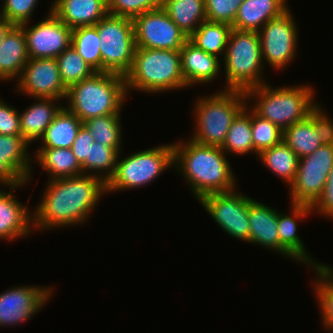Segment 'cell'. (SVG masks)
<instances>
[{
    "label": "cell",
    "mask_w": 333,
    "mask_h": 333,
    "mask_svg": "<svg viewBox=\"0 0 333 333\" xmlns=\"http://www.w3.org/2000/svg\"><path fill=\"white\" fill-rule=\"evenodd\" d=\"M47 181L43 196L32 210L34 232L86 224L107 194L106 183L88 174Z\"/></svg>",
    "instance_id": "6da1fadb"
},
{
    "label": "cell",
    "mask_w": 333,
    "mask_h": 333,
    "mask_svg": "<svg viewBox=\"0 0 333 333\" xmlns=\"http://www.w3.org/2000/svg\"><path fill=\"white\" fill-rule=\"evenodd\" d=\"M179 141V142H178ZM173 142L174 168L198 201L204 196L237 188L236 174L220 146L188 140Z\"/></svg>",
    "instance_id": "7a4b0ae2"
},
{
    "label": "cell",
    "mask_w": 333,
    "mask_h": 333,
    "mask_svg": "<svg viewBox=\"0 0 333 333\" xmlns=\"http://www.w3.org/2000/svg\"><path fill=\"white\" fill-rule=\"evenodd\" d=\"M127 96L125 76L95 72L67 88L64 107L84 122L92 117L122 113Z\"/></svg>",
    "instance_id": "3957f363"
},
{
    "label": "cell",
    "mask_w": 333,
    "mask_h": 333,
    "mask_svg": "<svg viewBox=\"0 0 333 333\" xmlns=\"http://www.w3.org/2000/svg\"><path fill=\"white\" fill-rule=\"evenodd\" d=\"M246 95L248 104L254 103L250 107L258 115L282 130L305 120L318 105L314 99L315 89L312 85L285 84L274 88L267 82L249 89Z\"/></svg>",
    "instance_id": "277c9868"
},
{
    "label": "cell",
    "mask_w": 333,
    "mask_h": 333,
    "mask_svg": "<svg viewBox=\"0 0 333 333\" xmlns=\"http://www.w3.org/2000/svg\"><path fill=\"white\" fill-rule=\"evenodd\" d=\"M125 83L127 95L132 90L153 95L187 89L181 71L180 51L136 47Z\"/></svg>",
    "instance_id": "5b68a950"
},
{
    "label": "cell",
    "mask_w": 333,
    "mask_h": 333,
    "mask_svg": "<svg viewBox=\"0 0 333 333\" xmlns=\"http://www.w3.org/2000/svg\"><path fill=\"white\" fill-rule=\"evenodd\" d=\"M247 101L246 92L239 90L220 89L209 96L197 97L193 107L195 128L190 139L202 145L221 147L230 125Z\"/></svg>",
    "instance_id": "8992f818"
},
{
    "label": "cell",
    "mask_w": 333,
    "mask_h": 333,
    "mask_svg": "<svg viewBox=\"0 0 333 333\" xmlns=\"http://www.w3.org/2000/svg\"><path fill=\"white\" fill-rule=\"evenodd\" d=\"M225 83L223 90L249 89L267 83L258 32L232 28L222 61ZM264 70V71H263Z\"/></svg>",
    "instance_id": "52a82bcc"
},
{
    "label": "cell",
    "mask_w": 333,
    "mask_h": 333,
    "mask_svg": "<svg viewBox=\"0 0 333 333\" xmlns=\"http://www.w3.org/2000/svg\"><path fill=\"white\" fill-rule=\"evenodd\" d=\"M120 154L115 171L106 183L107 194L144 187L167 169L174 168L173 143L137 151L123 159Z\"/></svg>",
    "instance_id": "ba28073f"
},
{
    "label": "cell",
    "mask_w": 333,
    "mask_h": 333,
    "mask_svg": "<svg viewBox=\"0 0 333 333\" xmlns=\"http://www.w3.org/2000/svg\"><path fill=\"white\" fill-rule=\"evenodd\" d=\"M95 26L100 37L102 72L125 76L136 50L133 20L108 14Z\"/></svg>",
    "instance_id": "9c48e42d"
},
{
    "label": "cell",
    "mask_w": 333,
    "mask_h": 333,
    "mask_svg": "<svg viewBox=\"0 0 333 333\" xmlns=\"http://www.w3.org/2000/svg\"><path fill=\"white\" fill-rule=\"evenodd\" d=\"M288 9L281 16L267 22L259 31L263 63L274 71H282L297 55L298 25Z\"/></svg>",
    "instance_id": "30bf717a"
},
{
    "label": "cell",
    "mask_w": 333,
    "mask_h": 333,
    "mask_svg": "<svg viewBox=\"0 0 333 333\" xmlns=\"http://www.w3.org/2000/svg\"><path fill=\"white\" fill-rule=\"evenodd\" d=\"M333 167V145H322L299 158L296 178L288 187L292 204L313 206L320 198Z\"/></svg>",
    "instance_id": "8fae6325"
},
{
    "label": "cell",
    "mask_w": 333,
    "mask_h": 333,
    "mask_svg": "<svg viewBox=\"0 0 333 333\" xmlns=\"http://www.w3.org/2000/svg\"><path fill=\"white\" fill-rule=\"evenodd\" d=\"M237 190L209 194L199 202L224 233L241 242H249V201L252 198Z\"/></svg>",
    "instance_id": "7c38bea8"
},
{
    "label": "cell",
    "mask_w": 333,
    "mask_h": 333,
    "mask_svg": "<svg viewBox=\"0 0 333 333\" xmlns=\"http://www.w3.org/2000/svg\"><path fill=\"white\" fill-rule=\"evenodd\" d=\"M136 47L180 51L188 36L162 7L133 19Z\"/></svg>",
    "instance_id": "4fadbf2b"
},
{
    "label": "cell",
    "mask_w": 333,
    "mask_h": 333,
    "mask_svg": "<svg viewBox=\"0 0 333 333\" xmlns=\"http://www.w3.org/2000/svg\"><path fill=\"white\" fill-rule=\"evenodd\" d=\"M40 22L20 26L26 36L29 58H57L71 46L72 29L64 24L52 11L51 6Z\"/></svg>",
    "instance_id": "5bb4252c"
},
{
    "label": "cell",
    "mask_w": 333,
    "mask_h": 333,
    "mask_svg": "<svg viewBox=\"0 0 333 333\" xmlns=\"http://www.w3.org/2000/svg\"><path fill=\"white\" fill-rule=\"evenodd\" d=\"M53 287L12 286L0 293V327H15L41 312L53 295Z\"/></svg>",
    "instance_id": "9a60e30c"
},
{
    "label": "cell",
    "mask_w": 333,
    "mask_h": 333,
    "mask_svg": "<svg viewBox=\"0 0 333 333\" xmlns=\"http://www.w3.org/2000/svg\"><path fill=\"white\" fill-rule=\"evenodd\" d=\"M18 93L29 98L43 97L64 100V85L56 58H29L20 78L16 81Z\"/></svg>",
    "instance_id": "2e32d148"
},
{
    "label": "cell",
    "mask_w": 333,
    "mask_h": 333,
    "mask_svg": "<svg viewBox=\"0 0 333 333\" xmlns=\"http://www.w3.org/2000/svg\"><path fill=\"white\" fill-rule=\"evenodd\" d=\"M30 146L21 135H0L1 185L26 183L32 180V170L35 168L32 164L36 163L34 164L32 160L33 157L30 155L32 153L28 152Z\"/></svg>",
    "instance_id": "e0dca14e"
},
{
    "label": "cell",
    "mask_w": 333,
    "mask_h": 333,
    "mask_svg": "<svg viewBox=\"0 0 333 333\" xmlns=\"http://www.w3.org/2000/svg\"><path fill=\"white\" fill-rule=\"evenodd\" d=\"M289 216L286 213L278 212V234H279V254L287 259L295 260L297 263L312 268L326 263L316 262L310 252L306 251V246L298 235V223L300 220L312 214V208L308 205L290 204ZM300 219V220H299Z\"/></svg>",
    "instance_id": "ac0fdd59"
},
{
    "label": "cell",
    "mask_w": 333,
    "mask_h": 333,
    "mask_svg": "<svg viewBox=\"0 0 333 333\" xmlns=\"http://www.w3.org/2000/svg\"><path fill=\"white\" fill-rule=\"evenodd\" d=\"M28 183L0 185V240L11 242L23 236L27 238V235L33 233L32 211H29L32 209L29 205L20 203L14 195L16 188L22 189ZM3 187H9V190L5 191Z\"/></svg>",
    "instance_id": "d6986e66"
},
{
    "label": "cell",
    "mask_w": 333,
    "mask_h": 333,
    "mask_svg": "<svg viewBox=\"0 0 333 333\" xmlns=\"http://www.w3.org/2000/svg\"><path fill=\"white\" fill-rule=\"evenodd\" d=\"M180 57L181 71L187 88L201 83L208 85L220 75L222 60L197 48L189 40L180 50Z\"/></svg>",
    "instance_id": "ffe728a7"
},
{
    "label": "cell",
    "mask_w": 333,
    "mask_h": 333,
    "mask_svg": "<svg viewBox=\"0 0 333 333\" xmlns=\"http://www.w3.org/2000/svg\"><path fill=\"white\" fill-rule=\"evenodd\" d=\"M51 11L71 29L95 25L108 15V0H54Z\"/></svg>",
    "instance_id": "44dd1931"
},
{
    "label": "cell",
    "mask_w": 333,
    "mask_h": 333,
    "mask_svg": "<svg viewBox=\"0 0 333 333\" xmlns=\"http://www.w3.org/2000/svg\"><path fill=\"white\" fill-rule=\"evenodd\" d=\"M251 244L261 245L279 254L278 211L252 198L249 201Z\"/></svg>",
    "instance_id": "7402d4cb"
},
{
    "label": "cell",
    "mask_w": 333,
    "mask_h": 333,
    "mask_svg": "<svg viewBox=\"0 0 333 333\" xmlns=\"http://www.w3.org/2000/svg\"><path fill=\"white\" fill-rule=\"evenodd\" d=\"M32 105L19 112L21 136L32 145L39 141L55 115L63 107L55 98L36 97ZM60 102V103H59Z\"/></svg>",
    "instance_id": "603a6c76"
},
{
    "label": "cell",
    "mask_w": 333,
    "mask_h": 333,
    "mask_svg": "<svg viewBox=\"0 0 333 333\" xmlns=\"http://www.w3.org/2000/svg\"><path fill=\"white\" fill-rule=\"evenodd\" d=\"M29 60L26 36L20 25H14L0 44V81H16Z\"/></svg>",
    "instance_id": "cb8c5ba5"
},
{
    "label": "cell",
    "mask_w": 333,
    "mask_h": 333,
    "mask_svg": "<svg viewBox=\"0 0 333 333\" xmlns=\"http://www.w3.org/2000/svg\"><path fill=\"white\" fill-rule=\"evenodd\" d=\"M289 9L287 0H244L232 28L258 32L267 22Z\"/></svg>",
    "instance_id": "d4e9b609"
},
{
    "label": "cell",
    "mask_w": 333,
    "mask_h": 333,
    "mask_svg": "<svg viewBox=\"0 0 333 333\" xmlns=\"http://www.w3.org/2000/svg\"><path fill=\"white\" fill-rule=\"evenodd\" d=\"M34 153L33 161L35 159L43 171L47 172L48 180L83 174L82 167L71 148H38Z\"/></svg>",
    "instance_id": "484cf974"
},
{
    "label": "cell",
    "mask_w": 333,
    "mask_h": 333,
    "mask_svg": "<svg viewBox=\"0 0 333 333\" xmlns=\"http://www.w3.org/2000/svg\"><path fill=\"white\" fill-rule=\"evenodd\" d=\"M83 122L64 105L39 139L37 148H71Z\"/></svg>",
    "instance_id": "4316f807"
},
{
    "label": "cell",
    "mask_w": 333,
    "mask_h": 333,
    "mask_svg": "<svg viewBox=\"0 0 333 333\" xmlns=\"http://www.w3.org/2000/svg\"><path fill=\"white\" fill-rule=\"evenodd\" d=\"M161 7L188 37L207 20L205 0H162Z\"/></svg>",
    "instance_id": "83f0119b"
},
{
    "label": "cell",
    "mask_w": 333,
    "mask_h": 333,
    "mask_svg": "<svg viewBox=\"0 0 333 333\" xmlns=\"http://www.w3.org/2000/svg\"><path fill=\"white\" fill-rule=\"evenodd\" d=\"M257 158L275 176L281 178L285 184L288 183L289 187L293 184L299 157L284 141L262 151Z\"/></svg>",
    "instance_id": "f1b7e54d"
},
{
    "label": "cell",
    "mask_w": 333,
    "mask_h": 333,
    "mask_svg": "<svg viewBox=\"0 0 333 333\" xmlns=\"http://www.w3.org/2000/svg\"><path fill=\"white\" fill-rule=\"evenodd\" d=\"M232 26L225 23L204 21L188 37L197 48L223 60Z\"/></svg>",
    "instance_id": "f546056e"
},
{
    "label": "cell",
    "mask_w": 333,
    "mask_h": 333,
    "mask_svg": "<svg viewBox=\"0 0 333 333\" xmlns=\"http://www.w3.org/2000/svg\"><path fill=\"white\" fill-rule=\"evenodd\" d=\"M221 148L225 153L233 155L243 156L249 153H254L255 155L252 139L250 105L247 104L233 120Z\"/></svg>",
    "instance_id": "4dcf8cb0"
},
{
    "label": "cell",
    "mask_w": 333,
    "mask_h": 333,
    "mask_svg": "<svg viewBox=\"0 0 333 333\" xmlns=\"http://www.w3.org/2000/svg\"><path fill=\"white\" fill-rule=\"evenodd\" d=\"M316 275L312 283L317 298L322 326L326 331H333V267L328 264L311 268ZM315 289V290H314Z\"/></svg>",
    "instance_id": "1f68e13d"
},
{
    "label": "cell",
    "mask_w": 333,
    "mask_h": 333,
    "mask_svg": "<svg viewBox=\"0 0 333 333\" xmlns=\"http://www.w3.org/2000/svg\"><path fill=\"white\" fill-rule=\"evenodd\" d=\"M283 141L299 158L313 153L323 145L313 125V110L305 120L283 130Z\"/></svg>",
    "instance_id": "d6a6232c"
},
{
    "label": "cell",
    "mask_w": 333,
    "mask_h": 333,
    "mask_svg": "<svg viewBox=\"0 0 333 333\" xmlns=\"http://www.w3.org/2000/svg\"><path fill=\"white\" fill-rule=\"evenodd\" d=\"M121 149H113L101 142L90 145L89 156L81 165L83 174L101 178L105 183L112 177Z\"/></svg>",
    "instance_id": "836d02e7"
},
{
    "label": "cell",
    "mask_w": 333,
    "mask_h": 333,
    "mask_svg": "<svg viewBox=\"0 0 333 333\" xmlns=\"http://www.w3.org/2000/svg\"><path fill=\"white\" fill-rule=\"evenodd\" d=\"M121 114L92 117L83 122L95 142H101L113 149H122Z\"/></svg>",
    "instance_id": "e575fe53"
},
{
    "label": "cell",
    "mask_w": 333,
    "mask_h": 333,
    "mask_svg": "<svg viewBox=\"0 0 333 333\" xmlns=\"http://www.w3.org/2000/svg\"><path fill=\"white\" fill-rule=\"evenodd\" d=\"M71 46L96 72H102L100 37L95 25L72 29Z\"/></svg>",
    "instance_id": "d590c367"
},
{
    "label": "cell",
    "mask_w": 333,
    "mask_h": 333,
    "mask_svg": "<svg viewBox=\"0 0 333 333\" xmlns=\"http://www.w3.org/2000/svg\"><path fill=\"white\" fill-rule=\"evenodd\" d=\"M61 79L69 86L92 76L96 71L70 46L57 58Z\"/></svg>",
    "instance_id": "8d00e7d4"
},
{
    "label": "cell",
    "mask_w": 333,
    "mask_h": 333,
    "mask_svg": "<svg viewBox=\"0 0 333 333\" xmlns=\"http://www.w3.org/2000/svg\"><path fill=\"white\" fill-rule=\"evenodd\" d=\"M252 139L256 157L264 150L283 141V130L251 108Z\"/></svg>",
    "instance_id": "74e56055"
},
{
    "label": "cell",
    "mask_w": 333,
    "mask_h": 333,
    "mask_svg": "<svg viewBox=\"0 0 333 333\" xmlns=\"http://www.w3.org/2000/svg\"><path fill=\"white\" fill-rule=\"evenodd\" d=\"M162 6V0H108V14L134 19Z\"/></svg>",
    "instance_id": "f35d334b"
},
{
    "label": "cell",
    "mask_w": 333,
    "mask_h": 333,
    "mask_svg": "<svg viewBox=\"0 0 333 333\" xmlns=\"http://www.w3.org/2000/svg\"><path fill=\"white\" fill-rule=\"evenodd\" d=\"M39 0H5L0 5V15L2 18L14 25H21L31 22L34 10Z\"/></svg>",
    "instance_id": "ab89813d"
},
{
    "label": "cell",
    "mask_w": 333,
    "mask_h": 333,
    "mask_svg": "<svg viewBox=\"0 0 333 333\" xmlns=\"http://www.w3.org/2000/svg\"><path fill=\"white\" fill-rule=\"evenodd\" d=\"M244 0H205L206 19L233 25L239 6Z\"/></svg>",
    "instance_id": "60d3db41"
},
{
    "label": "cell",
    "mask_w": 333,
    "mask_h": 333,
    "mask_svg": "<svg viewBox=\"0 0 333 333\" xmlns=\"http://www.w3.org/2000/svg\"><path fill=\"white\" fill-rule=\"evenodd\" d=\"M0 135H21L19 110L0 97Z\"/></svg>",
    "instance_id": "b9f144b4"
},
{
    "label": "cell",
    "mask_w": 333,
    "mask_h": 333,
    "mask_svg": "<svg viewBox=\"0 0 333 333\" xmlns=\"http://www.w3.org/2000/svg\"><path fill=\"white\" fill-rule=\"evenodd\" d=\"M313 125L323 145H333V120L325 112L323 105L313 109Z\"/></svg>",
    "instance_id": "7bdbcfd3"
},
{
    "label": "cell",
    "mask_w": 333,
    "mask_h": 333,
    "mask_svg": "<svg viewBox=\"0 0 333 333\" xmlns=\"http://www.w3.org/2000/svg\"><path fill=\"white\" fill-rule=\"evenodd\" d=\"M311 208L313 212L316 211L320 216L333 220V167L329 172L320 198Z\"/></svg>",
    "instance_id": "ee69618b"
},
{
    "label": "cell",
    "mask_w": 333,
    "mask_h": 333,
    "mask_svg": "<svg viewBox=\"0 0 333 333\" xmlns=\"http://www.w3.org/2000/svg\"><path fill=\"white\" fill-rule=\"evenodd\" d=\"M93 142L94 138L90 135L88 129L82 125L71 147L80 165H82L87 156H89L90 145H92Z\"/></svg>",
    "instance_id": "f6af8a7d"
},
{
    "label": "cell",
    "mask_w": 333,
    "mask_h": 333,
    "mask_svg": "<svg viewBox=\"0 0 333 333\" xmlns=\"http://www.w3.org/2000/svg\"><path fill=\"white\" fill-rule=\"evenodd\" d=\"M14 26L13 23L8 22L4 18H0V44L3 42L8 31Z\"/></svg>",
    "instance_id": "bcb514c9"
}]
</instances>
